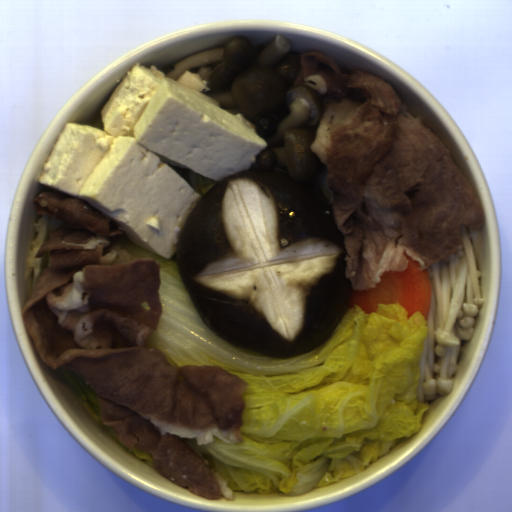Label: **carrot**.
I'll use <instances>...</instances> for the list:
<instances>
[{
	"label": "carrot",
	"mask_w": 512,
	"mask_h": 512,
	"mask_svg": "<svg viewBox=\"0 0 512 512\" xmlns=\"http://www.w3.org/2000/svg\"><path fill=\"white\" fill-rule=\"evenodd\" d=\"M405 271L389 270L383 272L379 283L366 290L352 288L347 308H362L364 314L376 312L378 304L399 302L407 312L409 319L416 311L427 321L432 297L431 277L427 269H420L418 262L406 254Z\"/></svg>",
	"instance_id": "b8716197"
}]
</instances>
